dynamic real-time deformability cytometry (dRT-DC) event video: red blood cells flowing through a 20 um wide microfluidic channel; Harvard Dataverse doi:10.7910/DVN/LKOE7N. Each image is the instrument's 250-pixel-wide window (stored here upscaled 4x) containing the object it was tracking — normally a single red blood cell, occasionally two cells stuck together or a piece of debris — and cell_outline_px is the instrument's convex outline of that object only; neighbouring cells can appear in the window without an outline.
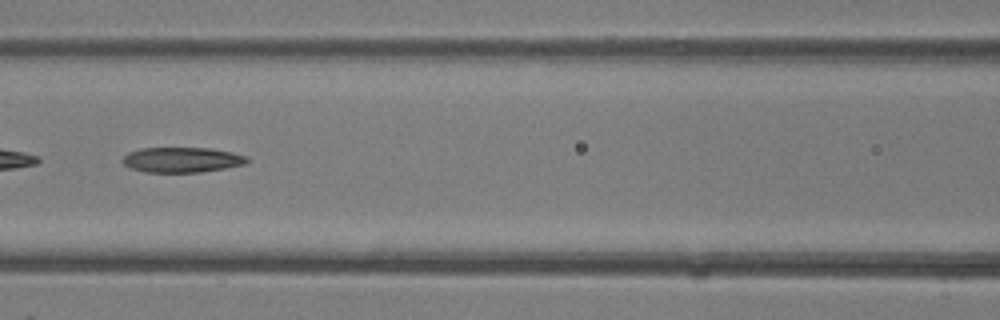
{"species": "common noctule bat (a hibernating species)", "species_latin": "Nyctalus noctula", "temperature_condition": "room temperature", "stored_images_in_passage": 26, "camera_frame_rate_fps": 3000, "um_per_image_px": 0.085, "animal": {"sex": "female"}, "frame": {"image": 1, "passage_image": 6, "time_ms": 1.667, "image_size_px": [1000, 320], "cell_outline_px": [[248, 164], [200, 172], [144, 172], [128, 168], [120, 160], [128, 152], [140, 148], [208, 148], [232, 152], [248, 156]], "centroid_in_image_um": [15.44, 13.58], "position_along_channel_um": 151.2, "area_um2": 18.44}}
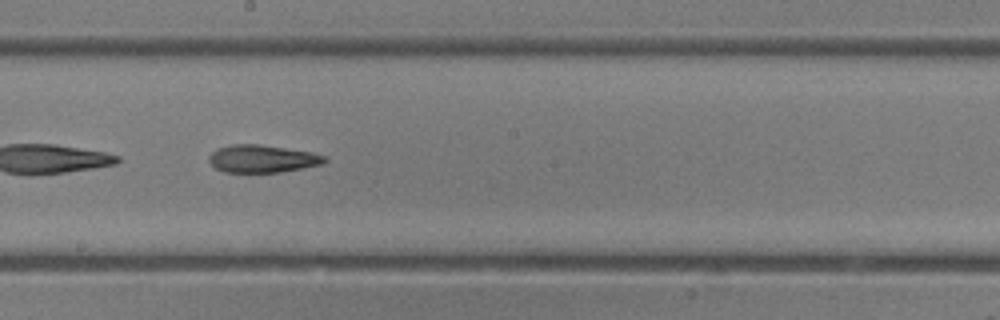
{"frame": {"image": 2, "passage_image": 10, "time_ms": 3.0, "image_size_px": [1000, 320], "cell_outline_px": [[328, 160], [324, 164], [280, 172], [224, 172], [216, 168], [208, 160], [208, 156], [216, 148], [232, 144], [260, 144], [312, 152], [328, 156]], "centroid_in_image_um": [22.32, 13.48], "position_along_channel_um": 225.9, "area_um2": 18.79}}
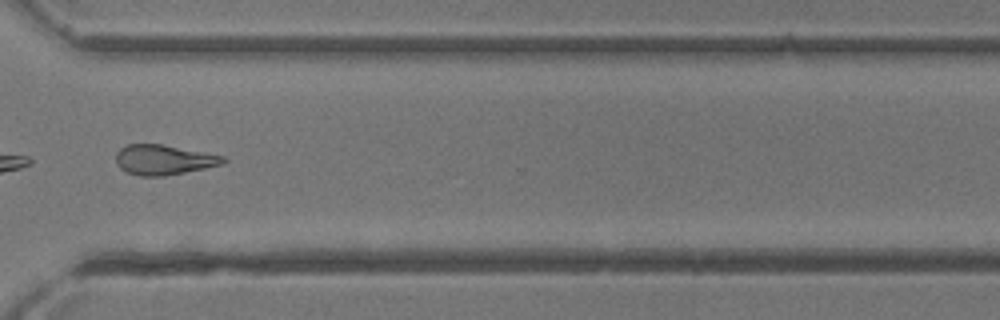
{"frame": {"image": 3, "passage_image": 17, "time_ms": 5.333, "image_size_px": [1000, 320], "cell_outline_px": [[228, 160], [224, 164], [164, 176], [140, 176], [128, 172], [120, 168], [116, 164], [116, 152], [120, 148], [128, 144], [164, 144], [224, 156]], "centroid_in_image_um": [13.92, 13.57], "position_along_channel_um": 356.7, "area_um2": 18.79}}